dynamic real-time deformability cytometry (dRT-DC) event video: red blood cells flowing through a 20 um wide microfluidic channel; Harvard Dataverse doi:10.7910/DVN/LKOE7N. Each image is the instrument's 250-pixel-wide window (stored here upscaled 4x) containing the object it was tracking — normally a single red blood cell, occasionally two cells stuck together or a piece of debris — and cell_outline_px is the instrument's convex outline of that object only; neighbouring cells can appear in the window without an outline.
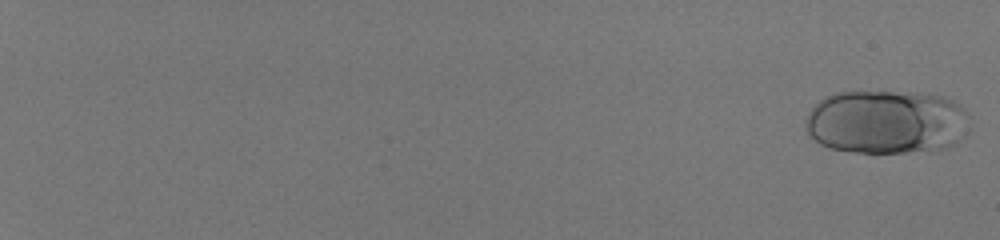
{"species": "human", "species_latin": "Homo sapiens", "temperature_condition": "room temperature", "stored_images_in_passage": 57, "camera_frame_rate_fps": 3000, "um_per_image_px": 0.085, "donor": {"sex": "male"}, "frame": {"image": 1, "passage_image": 1, "time_ms": 0.0, "image_size_px": [1000, 240], "cell_outline_px": [[968, 116], [964, 136], [956, 144], [944, 148], [904, 152], [852, 152], [832, 148], [820, 144], [804, 128], [804, 120], [812, 108], [824, 96], [836, 92], [920, 92], [944, 96], [960, 104], [968, 112]], "centroid_in_image_um": [75.35, 10.35], "position_along_channel_um": 9.6, "area_um2": 61.38}}
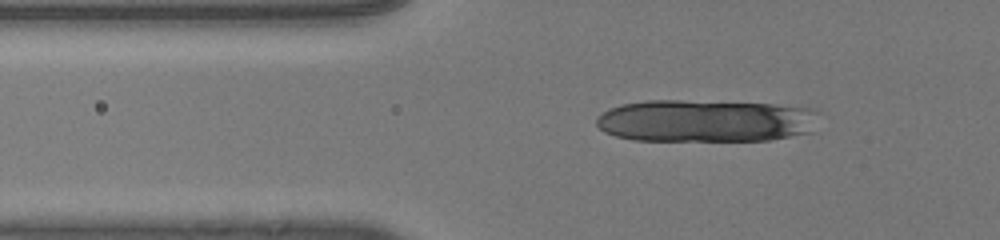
{"frame": {"image": 2, "passage_image": 24, "time_ms": 7.667, "image_size_px": [1000, 240], "cell_outline_px": [[820, 112], [812, 132], [768, 140], [632, 140], [616, 136], [604, 132], [596, 124], [596, 120], [604, 112], [612, 108], [624, 104], [648, 100], [680, 100], [772, 104], [816, 108]], "centroid_in_image_um": [60.04, 10.26], "position_along_channel_um": 65.8, "area_um2": 55.08}}
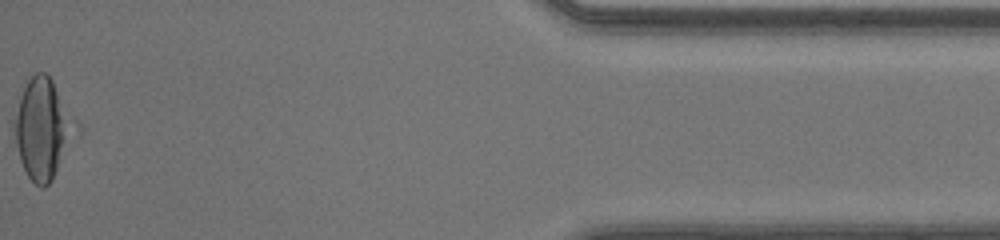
{"frame": {"image": 3, "passage_image": 57, "time_ms": 18.667, "image_size_px": [1000, 240], "cell_outline_px": [[84, 132], [52, 180], [44, 188], [40, 188], [28, 176], [20, 160], [16, 144], [16, 116], [20, 100], [24, 88], [28, 80], [36, 72], [44, 72], [52, 80], [80, 124]], "centroid_in_image_um": [3.8, 11.01], "position_along_channel_um": 431.4, "area_um2": 36.47}, "authors_computed_cell_mechanics": {"area_um2": 35.6626, "velocity_mm_per_s": 4.1404, "shape_relaxation_time_tau1_ms": 4.8493, "shape_relaxation_time_tau2_ms": null, "deformation_change_tau1": 0.1993, "deformation_change_tau2": null}}